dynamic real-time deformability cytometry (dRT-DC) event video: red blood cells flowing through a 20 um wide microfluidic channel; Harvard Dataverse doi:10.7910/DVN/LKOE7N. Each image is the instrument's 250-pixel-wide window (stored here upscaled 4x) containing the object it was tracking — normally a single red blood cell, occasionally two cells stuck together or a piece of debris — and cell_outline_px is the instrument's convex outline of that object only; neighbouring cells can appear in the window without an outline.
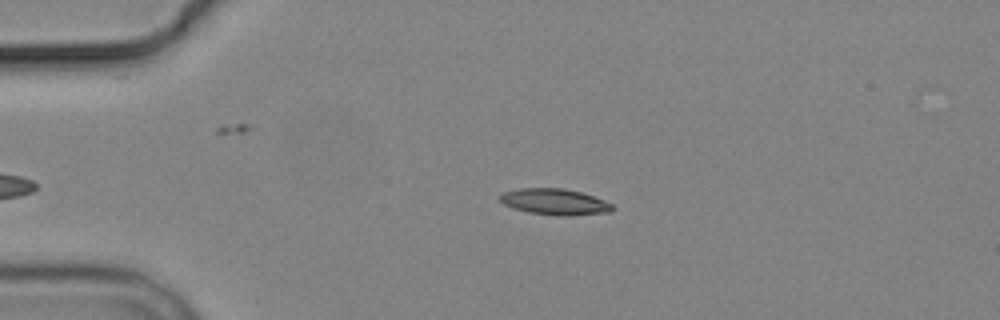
{"species": "common noctule bat (a hibernating species)", "species_latin": "Nyctalus noctula", "temperature_condition": "cold", "stored_images_in_passage": 2, "camera_frame_rate_fps": 3000, "um_per_image_px": 0.085, "animal": {"sex": "male", "body_mass_g": 19.2, "forearm_length_mm": 51.8}, "frame": {"image": 1, "passage_image": 1, "time_ms": 0.0, "image_size_px": [1000, 320], "cell_outline_px": [[616, 208], [612, 212], [568, 216], [528, 212], [512, 208], [504, 204], [500, 200], [500, 196], [504, 192], [520, 188], [564, 188], [580, 192], [604, 200], [612, 204]], "centroid_in_image_um": [47.19, 17.15], "position_along_channel_um": 37.8, "area_um2": 17.05}}